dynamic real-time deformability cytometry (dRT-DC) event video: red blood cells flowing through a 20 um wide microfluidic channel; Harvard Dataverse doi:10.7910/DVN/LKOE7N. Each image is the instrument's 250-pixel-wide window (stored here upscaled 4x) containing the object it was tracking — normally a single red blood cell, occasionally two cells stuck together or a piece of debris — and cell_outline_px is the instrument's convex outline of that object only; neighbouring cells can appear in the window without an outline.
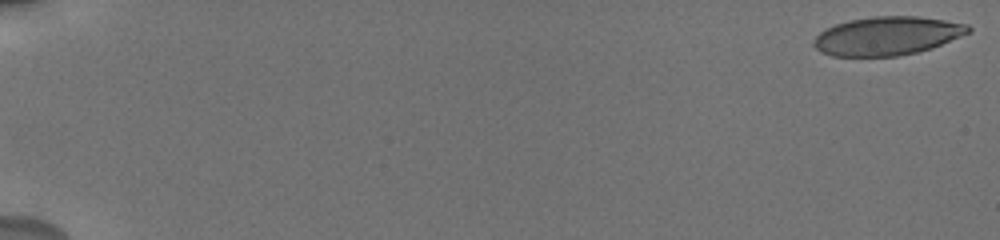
{"species": "human", "species_latin": "Homo sapiens", "temperature_condition": "cold", "stored_images_in_passage": 80, "camera_frame_rate_fps": 3000, "um_per_image_px": 0.085, "donor": {"sex": "male"}, "frame": {"image": 1, "passage_image": 1, "time_ms": 0.0, "image_size_px": [1000, 240], "cell_outline_px": [[972, 32], [932, 48], [916, 52], [896, 56], [832, 56], [820, 52], [812, 44], [812, 40], [820, 32], [836, 24], [852, 20], [876, 16], [916, 16], [944, 20], [968, 24], [972, 28]], "centroid_in_image_um": [75.43, 3.06], "position_along_channel_um": 9.6, "area_um2": 34.68}}
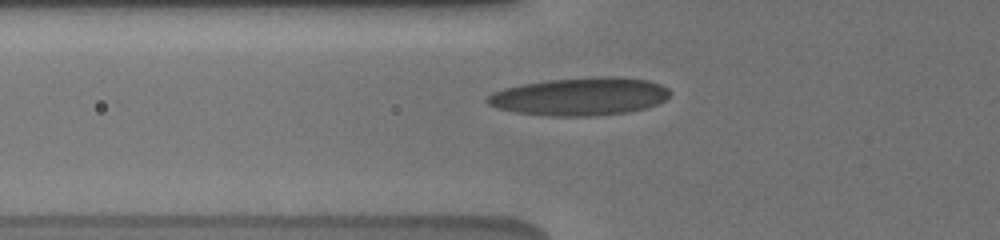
{"frame": {"image": 2, "passage_image": 29, "time_ms": 7.0, "image_size_px": [1000, 240], "cell_outline_px": [[668, 96], [664, 100], [656, 104], [644, 108], [628, 112], [592, 116], [552, 116], [516, 112], [496, 108], [488, 104], [484, 100], [492, 92], [504, 88], [520, 84], [548, 80], [596, 76], [620, 76], [648, 80], [660, 84], [668, 88]], "centroid_in_image_um": [49.26, 8.19], "position_along_channel_um": 76.5, "area_um2": 40.46}}
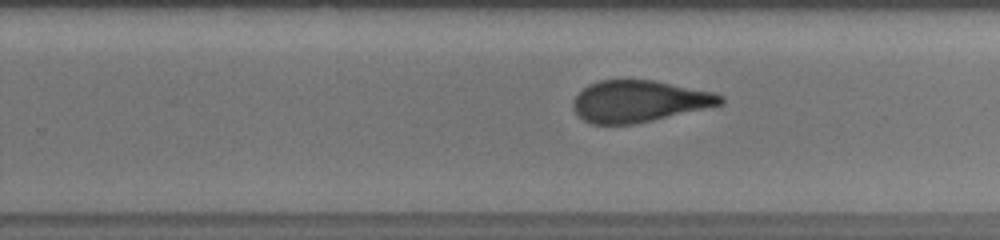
{"frame": {"image": 3, "passage_image": 53, "time_ms": 12.333, "image_size_px": [1000, 240], "cell_outline_px": [[724, 104], [652, 120], [632, 124], [592, 124], [584, 120], [572, 108], [572, 104], [576, 96], [588, 84], [600, 80], [652, 80], [712, 92], [724, 96]], "centroid_in_image_um": [54.31, 8.6], "position_along_channel_um": 275.5, "area_um2": 35.37}, "authors_computed_cell_mechanics": {"area_um2": 36.5874, "velocity_mm_per_s": 3.7547, "shape_relaxation_time_tau1_ms": 7.4773, "shape_relaxation_time_tau2_ms": 1.6157, "deformation_change_tau1": 0.214, "deformation_change_tau2": 0.0918}}